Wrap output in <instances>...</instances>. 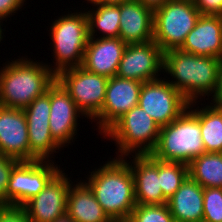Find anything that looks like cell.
Segmentation results:
<instances>
[{"instance_id":"6da1fadb","label":"cell","mask_w":222,"mask_h":222,"mask_svg":"<svg viewBox=\"0 0 222 222\" xmlns=\"http://www.w3.org/2000/svg\"><path fill=\"white\" fill-rule=\"evenodd\" d=\"M221 60L171 49L164 52L163 72L170 74L174 81L168 82L193 102L215 92Z\"/></svg>"},{"instance_id":"7a4b0ae2","label":"cell","mask_w":222,"mask_h":222,"mask_svg":"<svg viewBox=\"0 0 222 222\" xmlns=\"http://www.w3.org/2000/svg\"><path fill=\"white\" fill-rule=\"evenodd\" d=\"M84 181L110 219H127L135 208L134 180L129 164L116 157L92 171Z\"/></svg>"},{"instance_id":"3957f363","label":"cell","mask_w":222,"mask_h":222,"mask_svg":"<svg viewBox=\"0 0 222 222\" xmlns=\"http://www.w3.org/2000/svg\"><path fill=\"white\" fill-rule=\"evenodd\" d=\"M8 61L0 70V105L26 108L56 81L50 65L22 57Z\"/></svg>"},{"instance_id":"277c9868","label":"cell","mask_w":222,"mask_h":222,"mask_svg":"<svg viewBox=\"0 0 222 222\" xmlns=\"http://www.w3.org/2000/svg\"><path fill=\"white\" fill-rule=\"evenodd\" d=\"M204 152L199 119L187 108L176 120L160 128L151 155L162 161L189 164Z\"/></svg>"},{"instance_id":"5b68a950","label":"cell","mask_w":222,"mask_h":222,"mask_svg":"<svg viewBox=\"0 0 222 222\" xmlns=\"http://www.w3.org/2000/svg\"><path fill=\"white\" fill-rule=\"evenodd\" d=\"M55 67L51 71L57 76L61 71L82 65L84 52L89 39L88 16L81 10L56 19L50 33ZM54 67V68H52Z\"/></svg>"},{"instance_id":"8992f818","label":"cell","mask_w":222,"mask_h":222,"mask_svg":"<svg viewBox=\"0 0 222 222\" xmlns=\"http://www.w3.org/2000/svg\"><path fill=\"white\" fill-rule=\"evenodd\" d=\"M160 127L139 105L120 117L104 134L115 141L118 158L150 155L158 142ZM106 137V138H105Z\"/></svg>"},{"instance_id":"52a82bcc","label":"cell","mask_w":222,"mask_h":222,"mask_svg":"<svg viewBox=\"0 0 222 222\" xmlns=\"http://www.w3.org/2000/svg\"><path fill=\"white\" fill-rule=\"evenodd\" d=\"M200 16L193 0H169L154 10L153 41L163 52L179 49Z\"/></svg>"},{"instance_id":"ba28073f","label":"cell","mask_w":222,"mask_h":222,"mask_svg":"<svg viewBox=\"0 0 222 222\" xmlns=\"http://www.w3.org/2000/svg\"><path fill=\"white\" fill-rule=\"evenodd\" d=\"M108 79L81 66L63 70L56 76L85 118L91 120L102 110Z\"/></svg>"},{"instance_id":"9c48e42d","label":"cell","mask_w":222,"mask_h":222,"mask_svg":"<svg viewBox=\"0 0 222 222\" xmlns=\"http://www.w3.org/2000/svg\"><path fill=\"white\" fill-rule=\"evenodd\" d=\"M54 161H19L12 169L6 191V205L23 206L38 195L60 170Z\"/></svg>"},{"instance_id":"30bf717a","label":"cell","mask_w":222,"mask_h":222,"mask_svg":"<svg viewBox=\"0 0 222 222\" xmlns=\"http://www.w3.org/2000/svg\"><path fill=\"white\" fill-rule=\"evenodd\" d=\"M138 105L161 128L176 120L187 108L189 101L167 79L143 82Z\"/></svg>"},{"instance_id":"8fae6325","label":"cell","mask_w":222,"mask_h":222,"mask_svg":"<svg viewBox=\"0 0 222 222\" xmlns=\"http://www.w3.org/2000/svg\"><path fill=\"white\" fill-rule=\"evenodd\" d=\"M50 87L36 97L26 108L28 138L30 145V161H50L51 155L62 147L53 139L49 128L50 116ZM60 148V149H59ZM50 158V159H49Z\"/></svg>"},{"instance_id":"7c38bea8","label":"cell","mask_w":222,"mask_h":222,"mask_svg":"<svg viewBox=\"0 0 222 222\" xmlns=\"http://www.w3.org/2000/svg\"><path fill=\"white\" fill-rule=\"evenodd\" d=\"M163 65L164 52L153 40L127 44L116 76L140 82L153 81L160 78Z\"/></svg>"},{"instance_id":"4fadbf2b","label":"cell","mask_w":222,"mask_h":222,"mask_svg":"<svg viewBox=\"0 0 222 222\" xmlns=\"http://www.w3.org/2000/svg\"><path fill=\"white\" fill-rule=\"evenodd\" d=\"M142 85L143 82L118 76L108 79L102 110L92 120L98 121L99 134L103 135L120 117L138 105Z\"/></svg>"},{"instance_id":"5bb4252c","label":"cell","mask_w":222,"mask_h":222,"mask_svg":"<svg viewBox=\"0 0 222 222\" xmlns=\"http://www.w3.org/2000/svg\"><path fill=\"white\" fill-rule=\"evenodd\" d=\"M63 172L59 170L38 195L22 206L31 222H53L66 215L72 181Z\"/></svg>"},{"instance_id":"9a60e30c","label":"cell","mask_w":222,"mask_h":222,"mask_svg":"<svg viewBox=\"0 0 222 222\" xmlns=\"http://www.w3.org/2000/svg\"><path fill=\"white\" fill-rule=\"evenodd\" d=\"M49 128L53 139L63 148L77 134L78 118L85 115L78 109L70 94L56 80L50 86Z\"/></svg>"},{"instance_id":"2e32d148","label":"cell","mask_w":222,"mask_h":222,"mask_svg":"<svg viewBox=\"0 0 222 222\" xmlns=\"http://www.w3.org/2000/svg\"><path fill=\"white\" fill-rule=\"evenodd\" d=\"M0 154L30 161L26 115L23 109L0 105Z\"/></svg>"},{"instance_id":"e0dca14e","label":"cell","mask_w":222,"mask_h":222,"mask_svg":"<svg viewBox=\"0 0 222 222\" xmlns=\"http://www.w3.org/2000/svg\"><path fill=\"white\" fill-rule=\"evenodd\" d=\"M129 164L134 180L135 200L137 205L166 204L158 176V159L150 155H132ZM132 162V163H131Z\"/></svg>"},{"instance_id":"ac0fdd59","label":"cell","mask_w":222,"mask_h":222,"mask_svg":"<svg viewBox=\"0 0 222 222\" xmlns=\"http://www.w3.org/2000/svg\"><path fill=\"white\" fill-rule=\"evenodd\" d=\"M126 46L120 37H89L81 67L108 78L116 76Z\"/></svg>"},{"instance_id":"d6986e66","label":"cell","mask_w":222,"mask_h":222,"mask_svg":"<svg viewBox=\"0 0 222 222\" xmlns=\"http://www.w3.org/2000/svg\"><path fill=\"white\" fill-rule=\"evenodd\" d=\"M179 49L222 59V16L201 15Z\"/></svg>"},{"instance_id":"ffe728a7","label":"cell","mask_w":222,"mask_h":222,"mask_svg":"<svg viewBox=\"0 0 222 222\" xmlns=\"http://www.w3.org/2000/svg\"><path fill=\"white\" fill-rule=\"evenodd\" d=\"M154 11L138 0L120 4L119 37L126 44L145 43L153 40Z\"/></svg>"},{"instance_id":"44dd1931","label":"cell","mask_w":222,"mask_h":222,"mask_svg":"<svg viewBox=\"0 0 222 222\" xmlns=\"http://www.w3.org/2000/svg\"><path fill=\"white\" fill-rule=\"evenodd\" d=\"M203 191L190 176L179 189L168 199V207L175 222H202Z\"/></svg>"},{"instance_id":"7402d4cb","label":"cell","mask_w":222,"mask_h":222,"mask_svg":"<svg viewBox=\"0 0 222 222\" xmlns=\"http://www.w3.org/2000/svg\"><path fill=\"white\" fill-rule=\"evenodd\" d=\"M66 214L74 222H110L111 220L84 180L74 185L71 182Z\"/></svg>"},{"instance_id":"603a6c76","label":"cell","mask_w":222,"mask_h":222,"mask_svg":"<svg viewBox=\"0 0 222 222\" xmlns=\"http://www.w3.org/2000/svg\"><path fill=\"white\" fill-rule=\"evenodd\" d=\"M196 103L189 102L188 109L199 119L205 152L222 153V108L207 104L193 110Z\"/></svg>"},{"instance_id":"cb8c5ba5","label":"cell","mask_w":222,"mask_h":222,"mask_svg":"<svg viewBox=\"0 0 222 222\" xmlns=\"http://www.w3.org/2000/svg\"><path fill=\"white\" fill-rule=\"evenodd\" d=\"M96 8L86 11L88 16L89 37L95 38L98 29L102 38L119 37L120 31V4L93 3ZM96 9V10H94Z\"/></svg>"},{"instance_id":"d4e9b609","label":"cell","mask_w":222,"mask_h":222,"mask_svg":"<svg viewBox=\"0 0 222 222\" xmlns=\"http://www.w3.org/2000/svg\"><path fill=\"white\" fill-rule=\"evenodd\" d=\"M188 166L189 176L202 188H222V153L204 152Z\"/></svg>"},{"instance_id":"484cf974","label":"cell","mask_w":222,"mask_h":222,"mask_svg":"<svg viewBox=\"0 0 222 222\" xmlns=\"http://www.w3.org/2000/svg\"><path fill=\"white\" fill-rule=\"evenodd\" d=\"M158 176L163 196L168 200L189 176L188 164L158 159Z\"/></svg>"},{"instance_id":"4316f807","label":"cell","mask_w":222,"mask_h":222,"mask_svg":"<svg viewBox=\"0 0 222 222\" xmlns=\"http://www.w3.org/2000/svg\"><path fill=\"white\" fill-rule=\"evenodd\" d=\"M129 219L131 222H175L167 203L136 205Z\"/></svg>"},{"instance_id":"83f0119b","label":"cell","mask_w":222,"mask_h":222,"mask_svg":"<svg viewBox=\"0 0 222 222\" xmlns=\"http://www.w3.org/2000/svg\"><path fill=\"white\" fill-rule=\"evenodd\" d=\"M203 199L202 222H222V188H204Z\"/></svg>"},{"instance_id":"f1b7e54d","label":"cell","mask_w":222,"mask_h":222,"mask_svg":"<svg viewBox=\"0 0 222 222\" xmlns=\"http://www.w3.org/2000/svg\"><path fill=\"white\" fill-rule=\"evenodd\" d=\"M19 160L0 154V205H6V191L13 167Z\"/></svg>"},{"instance_id":"f546056e","label":"cell","mask_w":222,"mask_h":222,"mask_svg":"<svg viewBox=\"0 0 222 222\" xmlns=\"http://www.w3.org/2000/svg\"><path fill=\"white\" fill-rule=\"evenodd\" d=\"M0 222H31L22 206L0 205Z\"/></svg>"},{"instance_id":"4dcf8cb0","label":"cell","mask_w":222,"mask_h":222,"mask_svg":"<svg viewBox=\"0 0 222 222\" xmlns=\"http://www.w3.org/2000/svg\"><path fill=\"white\" fill-rule=\"evenodd\" d=\"M201 15L222 16V0H193Z\"/></svg>"},{"instance_id":"1f68e13d","label":"cell","mask_w":222,"mask_h":222,"mask_svg":"<svg viewBox=\"0 0 222 222\" xmlns=\"http://www.w3.org/2000/svg\"><path fill=\"white\" fill-rule=\"evenodd\" d=\"M26 0H0V18L6 20L12 13L21 9Z\"/></svg>"},{"instance_id":"d6a6232c","label":"cell","mask_w":222,"mask_h":222,"mask_svg":"<svg viewBox=\"0 0 222 222\" xmlns=\"http://www.w3.org/2000/svg\"><path fill=\"white\" fill-rule=\"evenodd\" d=\"M212 97V103L210 102V104L215 107L222 108V60L219 68L216 90L212 94Z\"/></svg>"},{"instance_id":"836d02e7","label":"cell","mask_w":222,"mask_h":222,"mask_svg":"<svg viewBox=\"0 0 222 222\" xmlns=\"http://www.w3.org/2000/svg\"><path fill=\"white\" fill-rule=\"evenodd\" d=\"M144 6L152 9L153 11L160 6L164 5L169 0H138Z\"/></svg>"},{"instance_id":"e575fe53","label":"cell","mask_w":222,"mask_h":222,"mask_svg":"<svg viewBox=\"0 0 222 222\" xmlns=\"http://www.w3.org/2000/svg\"><path fill=\"white\" fill-rule=\"evenodd\" d=\"M125 1H127V0H98L96 3L119 5Z\"/></svg>"},{"instance_id":"d590c367","label":"cell","mask_w":222,"mask_h":222,"mask_svg":"<svg viewBox=\"0 0 222 222\" xmlns=\"http://www.w3.org/2000/svg\"><path fill=\"white\" fill-rule=\"evenodd\" d=\"M53 222H74L67 214Z\"/></svg>"},{"instance_id":"8d00e7d4","label":"cell","mask_w":222,"mask_h":222,"mask_svg":"<svg viewBox=\"0 0 222 222\" xmlns=\"http://www.w3.org/2000/svg\"><path fill=\"white\" fill-rule=\"evenodd\" d=\"M110 222H131L129 218L127 219H111Z\"/></svg>"},{"instance_id":"74e56055","label":"cell","mask_w":222,"mask_h":222,"mask_svg":"<svg viewBox=\"0 0 222 222\" xmlns=\"http://www.w3.org/2000/svg\"><path fill=\"white\" fill-rule=\"evenodd\" d=\"M2 21H4V20H3L2 18H0V42H1V40L4 38L2 34H3V31H5V30H3L2 27H1V26H2V23H1V22H2Z\"/></svg>"},{"instance_id":"f35d334b","label":"cell","mask_w":222,"mask_h":222,"mask_svg":"<svg viewBox=\"0 0 222 222\" xmlns=\"http://www.w3.org/2000/svg\"><path fill=\"white\" fill-rule=\"evenodd\" d=\"M86 1L93 4V3H96L98 0H86Z\"/></svg>"}]
</instances>
